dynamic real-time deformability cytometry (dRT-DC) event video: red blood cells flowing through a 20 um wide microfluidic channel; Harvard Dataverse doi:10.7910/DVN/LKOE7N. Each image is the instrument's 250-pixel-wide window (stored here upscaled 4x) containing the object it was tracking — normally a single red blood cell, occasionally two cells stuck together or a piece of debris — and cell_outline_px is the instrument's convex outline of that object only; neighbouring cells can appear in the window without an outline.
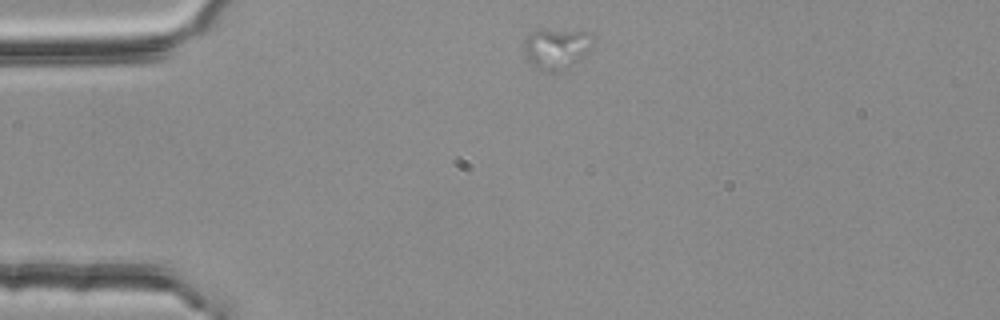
{"species": "common noctule bat (a hibernating species)", "species_latin": "Nyctalus noctula", "temperature_condition": "room temperature", "stored_images_in_passage": 3, "camera_frame_rate_fps": 3000, "um_per_image_px": 0.085, "animal": {"sex": "female", "body_mass_g": 25.1}, "frame": {"image": 1, "passage_image": 1, "time_ms": 0.0, "image_size_px": [1000, 320], "cell_outline_px": [[592, 36], [588, 48], [580, 60], [564, 72], [540, 72], [528, 60], [524, 52], [524, 40], [532, 32], [588, 32]], "centroid_in_image_um": [47.25, 4.23], "position_along_channel_um": 37.7, "area_um2": 15.78}}